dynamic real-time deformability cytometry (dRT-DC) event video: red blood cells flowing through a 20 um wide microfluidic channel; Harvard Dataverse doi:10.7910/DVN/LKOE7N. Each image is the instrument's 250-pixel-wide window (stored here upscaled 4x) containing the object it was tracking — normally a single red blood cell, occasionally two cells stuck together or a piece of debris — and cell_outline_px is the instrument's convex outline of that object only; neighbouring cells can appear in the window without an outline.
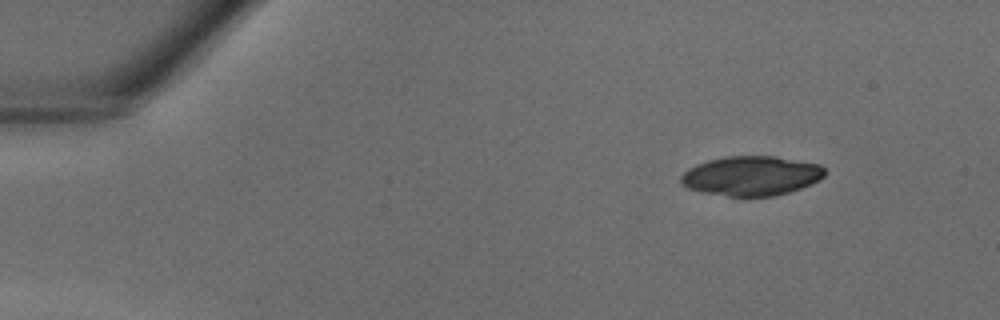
{"species": "common noctule bat (a hibernating species)", "species_latin": "Nyctalus noctula", "temperature_condition": "warm", "stored_images_in_passage": 35, "camera_frame_rate_fps": 3000, "um_per_image_px": 0.085, "animal": {"sex": "male", "body_mass_g": 18.8}, "frame": {"image": 1, "passage_image": 1, "time_ms": 0.0, "image_size_px": [1000, 320], "cell_outline_px": [[824, 176], [820, 180], [800, 188], [788, 192], [772, 196], [728, 196], [704, 192], [688, 188], [680, 184], [680, 176], [688, 168], [696, 164], [708, 160], [724, 156], [776, 156], [820, 164], [824, 168]], "centroid_in_image_um": [63.84, 14.93], "position_along_channel_um": 21.2, "area_um2": 33.18}}